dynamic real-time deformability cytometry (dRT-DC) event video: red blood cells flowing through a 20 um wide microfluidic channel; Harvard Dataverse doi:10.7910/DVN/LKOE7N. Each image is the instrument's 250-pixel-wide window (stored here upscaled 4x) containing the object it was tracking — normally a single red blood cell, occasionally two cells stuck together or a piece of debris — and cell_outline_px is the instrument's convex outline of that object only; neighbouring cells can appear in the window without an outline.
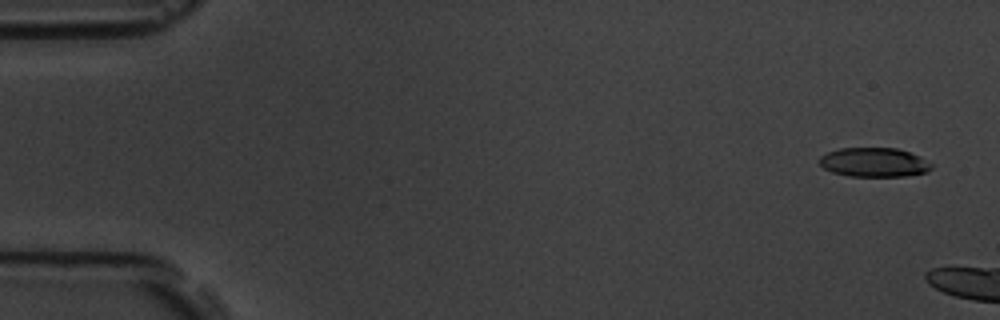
{"species": "common noctule bat (a hibernating species)", "species_latin": "Nyctalus noctula", "temperature_condition": "room temperature", "stored_images_in_passage": 3, "camera_frame_rate_fps": 3000, "um_per_image_px": 0.085, "animal": {"sex": "male", "body_mass_g": 19.5, "forearm_length_mm": 54.6}, "frame": {"image": 1, "passage_image": 1, "time_ms": 0.0, "image_size_px": [1000, 320], "cell_outline_px": [[932, 168], [928, 172], [908, 176], [848, 176], [832, 172], [824, 168], [816, 160], [820, 156], [828, 152], [840, 148], [896, 148], [920, 156], [932, 164]], "centroid_in_image_um": [74.28, 13.8], "position_along_channel_um": 10.7, "area_um2": 19.19}}